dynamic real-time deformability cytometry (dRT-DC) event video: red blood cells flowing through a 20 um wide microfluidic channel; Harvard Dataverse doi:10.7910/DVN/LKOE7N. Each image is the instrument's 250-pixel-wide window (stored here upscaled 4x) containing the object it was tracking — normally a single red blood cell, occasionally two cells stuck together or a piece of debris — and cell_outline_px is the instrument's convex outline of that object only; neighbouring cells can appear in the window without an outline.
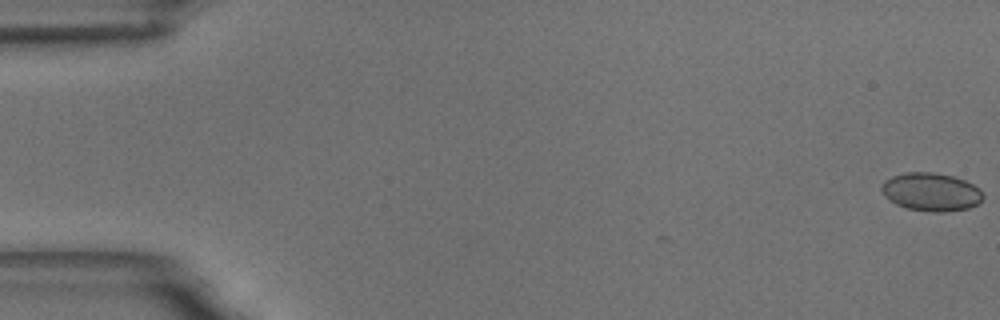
{"species": "common noctule bat (a hibernating species)", "species_latin": "Nyctalus noctula", "temperature_condition": "room temperature", "stored_images_in_passage": 4, "camera_frame_rate_fps": 3000, "um_per_image_px": 0.085, "animal": {"sex": "male", "body_mass_g": 18.8}, "frame": {"image": 1, "passage_image": 1, "time_ms": 0.0, "image_size_px": [1000, 320], "cell_outline_px": [[984, 196], [976, 204], [968, 208], [944, 212], [932, 212], [908, 208], [896, 204], [884, 196], [880, 188], [884, 180], [892, 176], [904, 172], [932, 172], [952, 176], [964, 180], [980, 188]], "centroid_in_image_um": [79.12, 16.3], "position_along_channel_um": 5.9, "area_um2": 22.54}}